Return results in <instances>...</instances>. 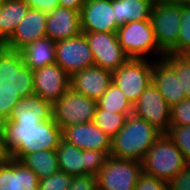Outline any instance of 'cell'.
Here are the masks:
<instances>
[{
    "mask_svg": "<svg viewBox=\"0 0 190 190\" xmlns=\"http://www.w3.org/2000/svg\"><path fill=\"white\" fill-rule=\"evenodd\" d=\"M4 146L10 159L20 161L24 156L41 150H57L62 129L53 118L47 121L21 122L10 119L0 123Z\"/></svg>",
    "mask_w": 190,
    "mask_h": 190,
    "instance_id": "cell-1",
    "label": "cell"
},
{
    "mask_svg": "<svg viewBox=\"0 0 190 190\" xmlns=\"http://www.w3.org/2000/svg\"><path fill=\"white\" fill-rule=\"evenodd\" d=\"M162 133L145 119L134 114L112 138L111 157L140 162Z\"/></svg>",
    "mask_w": 190,
    "mask_h": 190,
    "instance_id": "cell-2",
    "label": "cell"
},
{
    "mask_svg": "<svg viewBox=\"0 0 190 190\" xmlns=\"http://www.w3.org/2000/svg\"><path fill=\"white\" fill-rule=\"evenodd\" d=\"M186 165L183 153L167 133H162L141 161L146 175L169 182Z\"/></svg>",
    "mask_w": 190,
    "mask_h": 190,
    "instance_id": "cell-3",
    "label": "cell"
},
{
    "mask_svg": "<svg viewBox=\"0 0 190 190\" xmlns=\"http://www.w3.org/2000/svg\"><path fill=\"white\" fill-rule=\"evenodd\" d=\"M0 93L17 94L21 99L34 95L33 71L20 51L4 46L0 49Z\"/></svg>",
    "mask_w": 190,
    "mask_h": 190,
    "instance_id": "cell-4",
    "label": "cell"
},
{
    "mask_svg": "<svg viewBox=\"0 0 190 190\" xmlns=\"http://www.w3.org/2000/svg\"><path fill=\"white\" fill-rule=\"evenodd\" d=\"M116 34L120 46L129 58L147 59L146 55L152 51L159 59L164 58L165 53L158 47L151 20L126 23L119 26Z\"/></svg>",
    "mask_w": 190,
    "mask_h": 190,
    "instance_id": "cell-5",
    "label": "cell"
},
{
    "mask_svg": "<svg viewBox=\"0 0 190 190\" xmlns=\"http://www.w3.org/2000/svg\"><path fill=\"white\" fill-rule=\"evenodd\" d=\"M158 47L164 53H171L177 47L181 21V3L159 0L150 17Z\"/></svg>",
    "mask_w": 190,
    "mask_h": 190,
    "instance_id": "cell-6",
    "label": "cell"
},
{
    "mask_svg": "<svg viewBox=\"0 0 190 190\" xmlns=\"http://www.w3.org/2000/svg\"><path fill=\"white\" fill-rule=\"evenodd\" d=\"M154 61L129 58L116 71L112 72L114 83L134 105L140 95L152 83Z\"/></svg>",
    "mask_w": 190,
    "mask_h": 190,
    "instance_id": "cell-7",
    "label": "cell"
},
{
    "mask_svg": "<svg viewBox=\"0 0 190 190\" xmlns=\"http://www.w3.org/2000/svg\"><path fill=\"white\" fill-rule=\"evenodd\" d=\"M96 106V100L69 88L52 104V118L62 130L71 125L93 122Z\"/></svg>",
    "mask_w": 190,
    "mask_h": 190,
    "instance_id": "cell-8",
    "label": "cell"
},
{
    "mask_svg": "<svg viewBox=\"0 0 190 190\" xmlns=\"http://www.w3.org/2000/svg\"><path fill=\"white\" fill-rule=\"evenodd\" d=\"M140 162L109 156L98 172V190H135L142 175Z\"/></svg>",
    "mask_w": 190,
    "mask_h": 190,
    "instance_id": "cell-9",
    "label": "cell"
},
{
    "mask_svg": "<svg viewBox=\"0 0 190 190\" xmlns=\"http://www.w3.org/2000/svg\"><path fill=\"white\" fill-rule=\"evenodd\" d=\"M55 55V63L70 77L86 67L95 65L88 41L83 33L57 41Z\"/></svg>",
    "mask_w": 190,
    "mask_h": 190,
    "instance_id": "cell-10",
    "label": "cell"
},
{
    "mask_svg": "<svg viewBox=\"0 0 190 190\" xmlns=\"http://www.w3.org/2000/svg\"><path fill=\"white\" fill-rule=\"evenodd\" d=\"M83 34L86 36L96 66L114 72L129 59L120 46L116 33Z\"/></svg>",
    "mask_w": 190,
    "mask_h": 190,
    "instance_id": "cell-11",
    "label": "cell"
},
{
    "mask_svg": "<svg viewBox=\"0 0 190 190\" xmlns=\"http://www.w3.org/2000/svg\"><path fill=\"white\" fill-rule=\"evenodd\" d=\"M170 110L168 103L153 83L133 105V114L145 119L161 133H167L170 128Z\"/></svg>",
    "mask_w": 190,
    "mask_h": 190,
    "instance_id": "cell-12",
    "label": "cell"
},
{
    "mask_svg": "<svg viewBox=\"0 0 190 190\" xmlns=\"http://www.w3.org/2000/svg\"><path fill=\"white\" fill-rule=\"evenodd\" d=\"M34 95L53 104L70 88L71 77L57 64L33 71Z\"/></svg>",
    "mask_w": 190,
    "mask_h": 190,
    "instance_id": "cell-13",
    "label": "cell"
},
{
    "mask_svg": "<svg viewBox=\"0 0 190 190\" xmlns=\"http://www.w3.org/2000/svg\"><path fill=\"white\" fill-rule=\"evenodd\" d=\"M114 16L112 0H85L80 12L81 31L117 33Z\"/></svg>",
    "mask_w": 190,
    "mask_h": 190,
    "instance_id": "cell-14",
    "label": "cell"
},
{
    "mask_svg": "<svg viewBox=\"0 0 190 190\" xmlns=\"http://www.w3.org/2000/svg\"><path fill=\"white\" fill-rule=\"evenodd\" d=\"M62 139L83 150L104 151L108 156L112 149V138L94 122L71 125L62 130Z\"/></svg>",
    "mask_w": 190,
    "mask_h": 190,
    "instance_id": "cell-15",
    "label": "cell"
},
{
    "mask_svg": "<svg viewBox=\"0 0 190 190\" xmlns=\"http://www.w3.org/2000/svg\"><path fill=\"white\" fill-rule=\"evenodd\" d=\"M111 84L112 72L96 65L74 73L70 79V88L96 101Z\"/></svg>",
    "mask_w": 190,
    "mask_h": 190,
    "instance_id": "cell-16",
    "label": "cell"
},
{
    "mask_svg": "<svg viewBox=\"0 0 190 190\" xmlns=\"http://www.w3.org/2000/svg\"><path fill=\"white\" fill-rule=\"evenodd\" d=\"M47 13L29 9L26 16L16 26L12 36L3 44L4 47L20 51L28 43L46 36Z\"/></svg>",
    "mask_w": 190,
    "mask_h": 190,
    "instance_id": "cell-17",
    "label": "cell"
},
{
    "mask_svg": "<svg viewBox=\"0 0 190 190\" xmlns=\"http://www.w3.org/2000/svg\"><path fill=\"white\" fill-rule=\"evenodd\" d=\"M80 12L57 7L47 14L46 36L52 41H59L80 35Z\"/></svg>",
    "mask_w": 190,
    "mask_h": 190,
    "instance_id": "cell-18",
    "label": "cell"
},
{
    "mask_svg": "<svg viewBox=\"0 0 190 190\" xmlns=\"http://www.w3.org/2000/svg\"><path fill=\"white\" fill-rule=\"evenodd\" d=\"M39 178L20 161L8 159L0 166V190H38Z\"/></svg>",
    "mask_w": 190,
    "mask_h": 190,
    "instance_id": "cell-19",
    "label": "cell"
},
{
    "mask_svg": "<svg viewBox=\"0 0 190 190\" xmlns=\"http://www.w3.org/2000/svg\"><path fill=\"white\" fill-rule=\"evenodd\" d=\"M154 58L156 59L154 60L152 83L172 108L186 98L185 93H181L180 82L177 80L175 70L164 59Z\"/></svg>",
    "mask_w": 190,
    "mask_h": 190,
    "instance_id": "cell-20",
    "label": "cell"
},
{
    "mask_svg": "<svg viewBox=\"0 0 190 190\" xmlns=\"http://www.w3.org/2000/svg\"><path fill=\"white\" fill-rule=\"evenodd\" d=\"M52 118V104L32 95L20 99L14 106L11 121L35 122L47 121Z\"/></svg>",
    "mask_w": 190,
    "mask_h": 190,
    "instance_id": "cell-21",
    "label": "cell"
},
{
    "mask_svg": "<svg viewBox=\"0 0 190 190\" xmlns=\"http://www.w3.org/2000/svg\"><path fill=\"white\" fill-rule=\"evenodd\" d=\"M56 42L48 37L28 43L20 52L25 65L32 71L51 65L56 62Z\"/></svg>",
    "mask_w": 190,
    "mask_h": 190,
    "instance_id": "cell-22",
    "label": "cell"
},
{
    "mask_svg": "<svg viewBox=\"0 0 190 190\" xmlns=\"http://www.w3.org/2000/svg\"><path fill=\"white\" fill-rule=\"evenodd\" d=\"M154 4L151 0H112L117 25L150 20Z\"/></svg>",
    "mask_w": 190,
    "mask_h": 190,
    "instance_id": "cell-23",
    "label": "cell"
},
{
    "mask_svg": "<svg viewBox=\"0 0 190 190\" xmlns=\"http://www.w3.org/2000/svg\"><path fill=\"white\" fill-rule=\"evenodd\" d=\"M59 169L69 175L87 174L86 150H81L61 139L57 147Z\"/></svg>",
    "mask_w": 190,
    "mask_h": 190,
    "instance_id": "cell-24",
    "label": "cell"
},
{
    "mask_svg": "<svg viewBox=\"0 0 190 190\" xmlns=\"http://www.w3.org/2000/svg\"><path fill=\"white\" fill-rule=\"evenodd\" d=\"M29 6L24 0H4L0 9V43L4 44L26 16Z\"/></svg>",
    "mask_w": 190,
    "mask_h": 190,
    "instance_id": "cell-25",
    "label": "cell"
},
{
    "mask_svg": "<svg viewBox=\"0 0 190 190\" xmlns=\"http://www.w3.org/2000/svg\"><path fill=\"white\" fill-rule=\"evenodd\" d=\"M20 162L31 169L39 179L50 177L59 171L56 150H41L24 156Z\"/></svg>",
    "mask_w": 190,
    "mask_h": 190,
    "instance_id": "cell-26",
    "label": "cell"
},
{
    "mask_svg": "<svg viewBox=\"0 0 190 190\" xmlns=\"http://www.w3.org/2000/svg\"><path fill=\"white\" fill-rule=\"evenodd\" d=\"M101 109L119 114H133V105L127 96L112 83L107 91L97 100Z\"/></svg>",
    "mask_w": 190,
    "mask_h": 190,
    "instance_id": "cell-27",
    "label": "cell"
},
{
    "mask_svg": "<svg viewBox=\"0 0 190 190\" xmlns=\"http://www.w3.org/2000/svg\"><path fill=\"white\" fill-rule=\"evenodd\" d=\"M176 73L180 82L181 93L190 98V56L188 54L165 53L163 58Z\"/></svg>",
    "mask_w": 190,
    "mask_h": 190,
    "instance_id": "cell-28",
    "label": "cell"
},
{
    "mask_svg": "<svg viewBox=\"0 0 190 190\" xmlns=\"http://www.w3.org/2000/svg\"><path fill=\"white\" fill-rule=\"evenodd\" d=\"M128 114H119L96 106L94 123L110 138H114L125 125Z\"/></svg>",
    "mask_w": 190,
    "mask_h": 190,
    "instance_id": "cell-29",
    "label": "cell"
},
{
    "mask_svg": "<svg viewBox=\"0 0 190 190\" xmlns=\"http://www.w3.org/2000/svg\"><path fill=\"white\" fill-rule=\"evenodd\" d=\"M173 54H190V4L181 3V21L177 47Z\"/></svg>",
    "mask_w": 190,
    "mask_h": 190,
    "instance_id": "cell-30",
    "label": "cell"
},
{
    "mask_svg": "<svg viewBox=\"0 0 190 190\" xmlns=\"http://www.w3.org/2000/svg\"><path fill=\"white\" fill-rule=\"evenodd\" d=\"M167 134L183 153L186 164H190V125L170 126Z\"/></svg>",
    "mask_w": 190,
    "mask_h": 190,
    "instance_id": "cell-31",
    "label": "cell"
},
{
    "mask_svg": "<svg viewBox=\"0 0 190 190\" xmlns=\"http://www.w3.org/2000/svg\"><path fill=\"white\" fill-rule=\"evenodd\" d=\"M72 177L59 170L50 177L39 179L38 190H68L72 183Z\"/></svg>",
    "mask_w": 190,
    "mask_h": 190,
    "instance_id": "cell-32",
    "label": "cell"
},
{
    "mask_svg": "<svg viewBox=\"0 0 190 190\" xmlns=\"http://www.w3.org/2000/svg\"><path fill=\"white\" fill-rule=\"evenodd\" d=\"M190 125V98H185L170 110V126Z\"/></svg>",
    "mask_w": 190,
    "mask_h": 190,
    "instance_id": "cell-33",
    "label": "cell"
},
{
    "mask_svg": "<svg viewBox=\"0 0 190 190\" xmlns=\"http://www.w3.org/2000/svg\"><path fill=\"white\" fill-rule=\"evenodd\" d=\"M108 157L104 151L86 150L87 174L97 175Z\"/></svg>",
    "mask_w": 190,
    "mask_h": 190,
    "instance_id": "cell-34",
    "label": "cell"
},
{
    "mask_svg": "<svg viewBox=\"0 0 190 190\" xmlns=\"http://www.w3.org/2000/svg\"><path fill=\"white\" fill-rule=\"evenodd\" d=\"M135 190H169L167 182L142 173L139 177Z\"/></svg>",
    "mask_w": 190,
    "mask_h": 190,
    "instance_id": "cell-35",
    "label": "cell"
},
{
    "mask_svg": "<svg viewBox=\"0 0 190 190\" xmlns=\"http://www.w3.org/2000/svg\"><path fill=\"white\" fill-rule=\"evenodd\" d=\"M68 190H98L97 176L93 174L73 176Z\"/></svg>",
    "mask_w": 190,
    "mask_h": 190,
    "instance_id": "cell-36",
    "label": "cell"
},
{
    "mask_svg": "<svg viewBox=\"0 0 190 190\" xmlns=\"http://www.w3.org/2000/svg\"><path fill=\"white\" fill-rule=\"evenodd\" d=\"M20 99L17 94L0 93V123L10 118L15 104Z\"/></svg>",
    "mask_w": 190,
    "mask_h": 190,
    "instance_id": "cell-37",
    "label": "cell"
},
{
    "mask_svg": "<svg viewBox=\"0 0 190 190\" xmlns=\"http://www.w3.org/2000/svg\"><path fill=\"white\" fill-rule=\"evenodd\" d=\"M169 190H190V164L184 168L169 182Z\"/></svg>",
    "mask_w": 190,
    "mask_h": 190,
    "instance_id": "cell-38",
    "label": "cell"
},
{
    "mask_svg": "<svg viewBox=\"0 0 190 190\" xmlns=\"http://www.w3.org/2000/svg\"><path fill=\"white\" fill-rule=\"evenodd\" d=\"M30 9L50 13L59 7V0H24Z\"/></svg>",
    "mask_w": 190,
    "mask_h": 190,
    "instance_id": "cell-39",
    "label": "cell"
},
{
    "mask_svg": "<svg viewBox=\"0 0 190 190\" xmlns=\"http://www.w3.org/2000/svg\"><path fill=\"white\" fill-rule=\"evenodd\" d=\"M85 0H59V7L69 8L81 12Z\"/></svg>",
    "mask_w": 190,
    "mask_h": 190,
    "instance_id": "cell-40",
    "label": "cell"
},
{
    "mask_svg": "<svg viewBox=\"0 0 190 190\" xmlns=\"http://www.w3.org/2000/svg\"><path fill=\"white\" fill-rule=\"evenodd\" d=\"M9 153L6 151L3 140V133L0 125V159H9Z\"/></svg>",
    "mask_w": 190,
    "mask_h": 190,
    "instance_id": "cell-41",
    "label": "cell"
},
{
    "mask_svg": "<svg viewBox=\"0 0 190 190\" xmlns=\"http://www.w3.org/2000/svg\"><path fill=\"white\" fill-rule=\"evenodd\" d=\"M174 2H180V3H188L190 0H170Z\"/></svg>",
    "mask_w": 190,
    "mask_h": 190,
    "instance_id": "cell-42",
    "label": "cell"
},
{
    "mask_svg": "<svg viewBox=\"0 0 190 190\" xmlns=\"http://www.w3.org/2000/svg\"><path fill=\"white\" fill-rule=\"evenodd\" d=\"M8 159H0V166L4 161H7Z\"/></svg>",
    "mask_w": 190,
    "mask_h": 190,
    "instance_id": "cell-43",
    "label": "cell"
},
{
    "mask_svg": "<svg viewBox=\"0 0 190 190\" xmlns=\"http://www.w3.org/2000/svg\"><path fill=\"white\" fill-rule=\"evenodd\" d=\"M3 3H4V0H0V9L2 8Z\"/></svg>",
    "mask_w": 190,
    "mask_h": 190,
    "instance_id": "cell-44",
    "label": "cell"
}]
</instances>
